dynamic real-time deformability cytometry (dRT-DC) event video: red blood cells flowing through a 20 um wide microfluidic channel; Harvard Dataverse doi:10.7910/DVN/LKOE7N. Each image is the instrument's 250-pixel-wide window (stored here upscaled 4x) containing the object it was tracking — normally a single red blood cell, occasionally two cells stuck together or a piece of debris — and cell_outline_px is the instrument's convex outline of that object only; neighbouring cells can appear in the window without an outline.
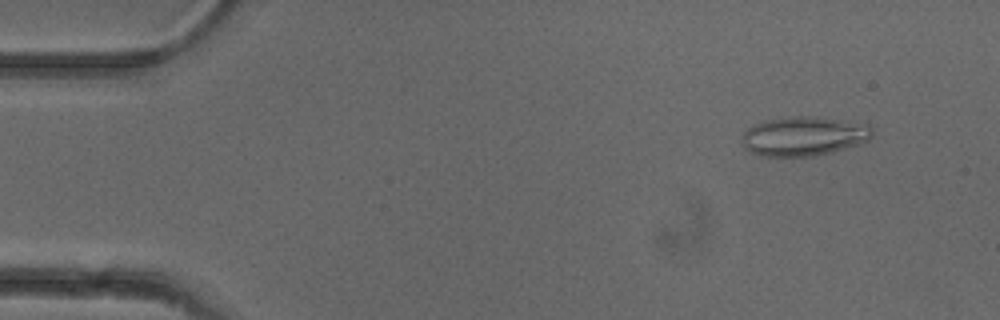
{"species": "common noctule bat (a hibernating species)", "species_latin": "Nyctalus noctula", "temperature_condition": "cold", "stored_images_in_passage": 52, "camera_frame_rate_fps": 3000, "um_per_image_px": 0.085, "animal": {"sex": "female"}, "frame": {"image": 1, "passage_image": 5, "time_ms": 1.333, "image_size_px": [1000, 320], "cell_outline_px": [[872, 136], [868, 140], [860, 144], [832, 152], [816, 156], [756, 156], [748, 152], [744, 148], [740, 140], [744, 132], [748, 128], [764, 120], [796, 116], [816, 116], [868, 124], [872, 128]], "centroid_in_image_um": [68.29, 11.58], "position_along_channel_um": 16.7, "area_um2": 30.17}}
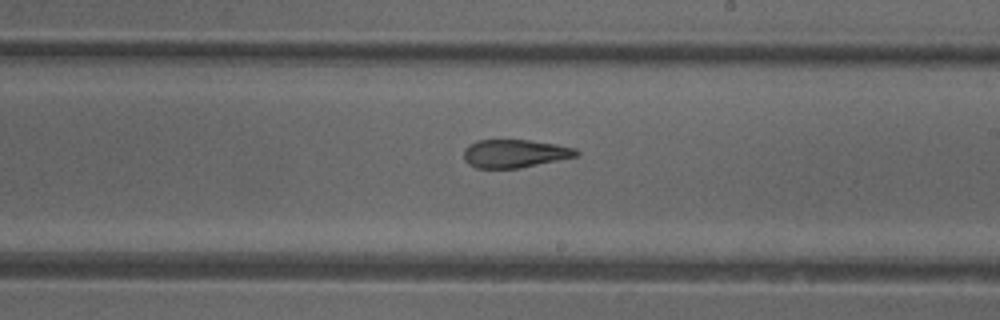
{"frame": {"image": 2, "passage_image": 30, "time_ms": 9.667, "image_size_px": [1000, 320], "cell_outline_px": [[580, 156], [520, 168], [476, 168], [468, 164], [464, 160], [464, 148], [468, 144], [476, 140], [528, 140], [556, 144], [576, 148], [580, 152]], "centroid_in_image_um": [43.77, 13.05], "position_along_channel_um": 245.2, "area_um2": 18.73}}
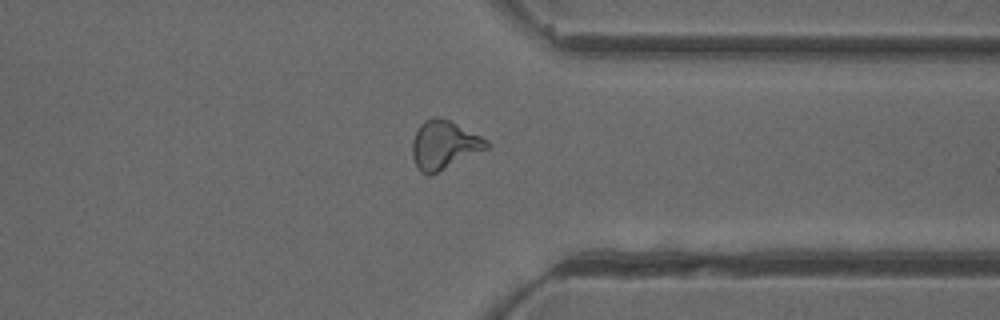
{"frame": {"image": 3, "passage_image": 40, "time_ms": 13.0, "image_size_px": [1000, 320], "cell_outline_px": [[492, 144], [488, 148], [428, 176], [420, 172], [412, 156], [412, 140], [420, 124], [424, 120], [432, 116], [436, 116], [448, 120], [488, 140]], "centroid_in_image_um": [37.72, 12.31], "position_along_channel_um": 373.7, "area_um2": 20.75}, "authors_computed_cell_mechanics": {"area_um2": 20.9814, "velocity_mm_per_s": 3.9484, "shape_relaxation_time_tau1_ms": null, "shape_relaxation_time_tau2_ms": 2.1298, "deformation_change_tau1": null, "deformation_change_tau2": 0.1088}}